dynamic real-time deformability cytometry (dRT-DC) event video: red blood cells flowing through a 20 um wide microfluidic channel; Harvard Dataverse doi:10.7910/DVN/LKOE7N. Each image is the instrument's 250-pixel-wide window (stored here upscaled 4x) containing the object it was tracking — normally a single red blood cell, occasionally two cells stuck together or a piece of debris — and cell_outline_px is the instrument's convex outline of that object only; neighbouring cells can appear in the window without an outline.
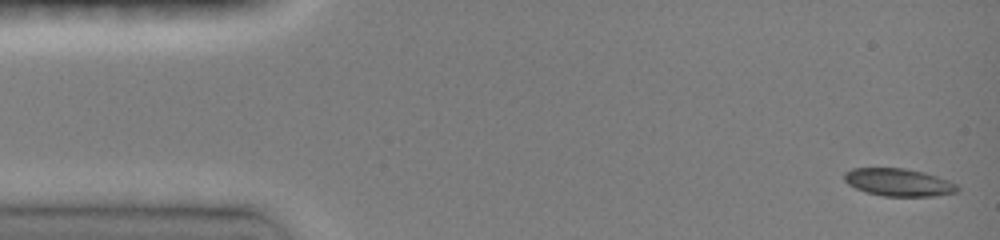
{"species": "common noctule bat (a hibernating species)", "species_latin": "Nyctalus noctula", "temperature_condition": "room temperature", "stored_images_in_passage": 10, "camera_frame_rate_fps": 3000, "um_per_image_px": 0.085, "animal": {"sex": "female", "body_mass_g": 19.0, "forearm_length_mm": 51.5}, "frame": {"image": 1, "passage_image": 1, "time_ms": 0.0, "image_size_px": [1000, 240], "cell_outline_px": [[960, 188], [956, 192], [936, 196], [884, 196], [868, 192], [856, 188], [848, 184], [844, 180], [844, 172], [852, 168], [904, 168], [924, 172], [948, 180], [956, 184]], "centroid_in_image_um": [76.38, 15.49], "position_along_channel_um": 8.6, "area_um2": 18.15}}
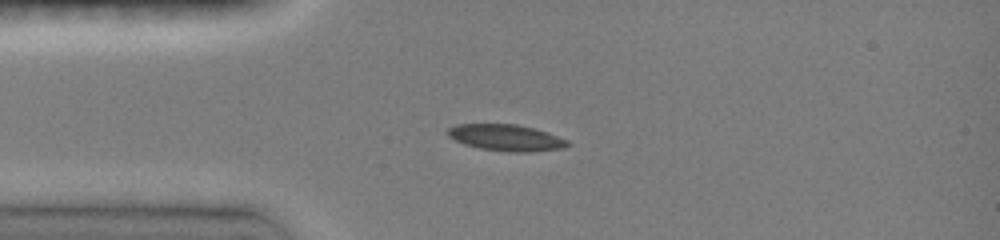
{"frame": {"image": 2, "passage_image": 9, "time_ms": 3.333, "image_size_px": [1000, 240], "cell_outline_px": [[572, 144], [564, 148], [532, 152], [508, 152], [480, 148], [464, 144], [448, 136], [448, 128], [456, 124], [516, 124], [532, 128], [568, 140]], "centroid_in_image_um": [43.02, 11.71], "position_along_channel_um": 42.0, "area_um2": 18.32}}